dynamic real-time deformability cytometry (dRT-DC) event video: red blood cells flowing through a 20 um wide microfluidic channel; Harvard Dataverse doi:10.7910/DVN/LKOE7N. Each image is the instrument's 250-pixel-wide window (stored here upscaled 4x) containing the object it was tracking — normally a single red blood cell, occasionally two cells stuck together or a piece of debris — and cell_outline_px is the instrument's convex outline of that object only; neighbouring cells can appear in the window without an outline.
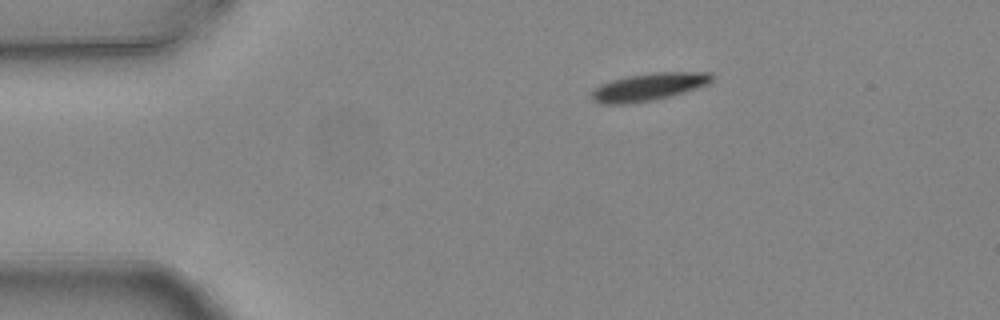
{"species": "common noctule bat (a hibernating species)", "species_latin": "Nyctalus noctula", "temperature_condition": "warm", "stored_images_in_passage": 5, "camera_frame_rate_fps": 3000, "um_per_image_px": 0.085, "animal": {"sex": "female", "body_mass_g": 24.6, "forearm_length_mm": 56.2}, "frame": {"image": 1, "passage_image": 1, "time_ms": 0.0, "image_size_px": [1000, 320], "cell_outline_px": [[712, 80], [708, 84], [656, 100], [624, 104], [604, 104], [592, 100], [592, 88], [600, 84], [612, 80], [628, 76], [656, 72], [712, 72]], "centroid_in_image_um": [55.11, 7.38], "position_along_channel_um": 29.9, "area_um2": 19.19}}
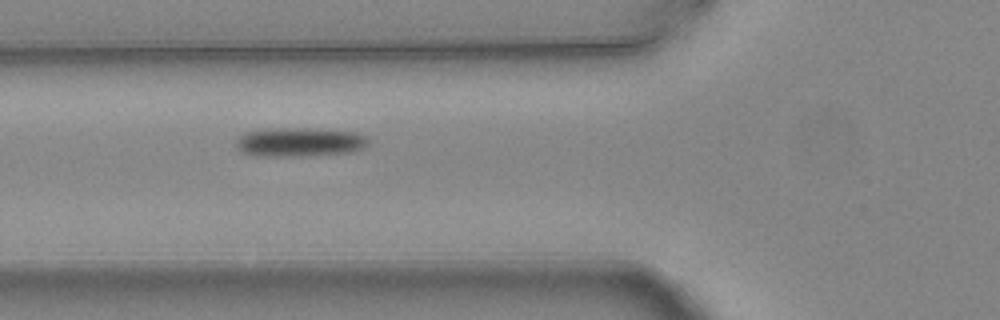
{"frame": {"image": 2, "passage_image": 4, "time_ms": 1.0, "image_size_px": [1000, 320], "cell_outline_px": [[368, 144], [364, 148], [352, 152], [300, 156], [252, 156], [240, 152], [236, 148], [236, 140], [244, 132], [272, 128], [308, 128], [360, 132], [368, 136]], "centroid_in_image_um": [25.47, 12.07], "position_along_channel_um": 100.3, "area_um2": 22.83}}
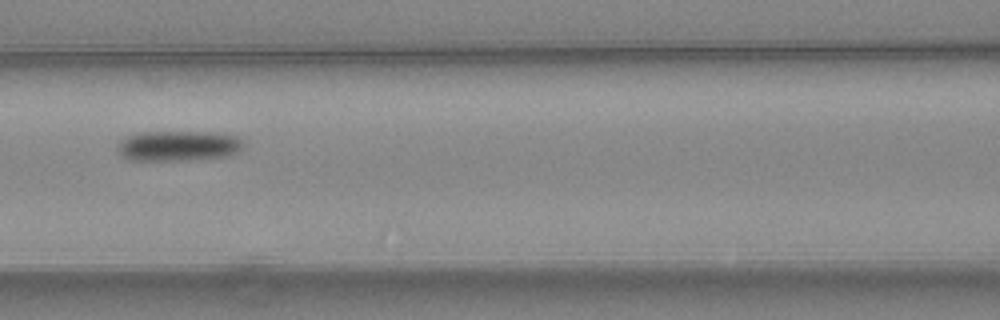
{"frame": {"image": 3, "passage_image": 5, "time_ms": 1.333, "image_size_px": [1000, 320], "cell_outline_px": [[244, 144], [236, 152], [228, 156], [184, 160], [132, 160], [120, 156], [116, 148], [120, 140], [136, 132], [216, 132], [236, 136], [244, 140]], "centroid_in_image_um": [15.13, 12.39], "position_along_channel_um": 151.5, "area_um2": 22.37}}